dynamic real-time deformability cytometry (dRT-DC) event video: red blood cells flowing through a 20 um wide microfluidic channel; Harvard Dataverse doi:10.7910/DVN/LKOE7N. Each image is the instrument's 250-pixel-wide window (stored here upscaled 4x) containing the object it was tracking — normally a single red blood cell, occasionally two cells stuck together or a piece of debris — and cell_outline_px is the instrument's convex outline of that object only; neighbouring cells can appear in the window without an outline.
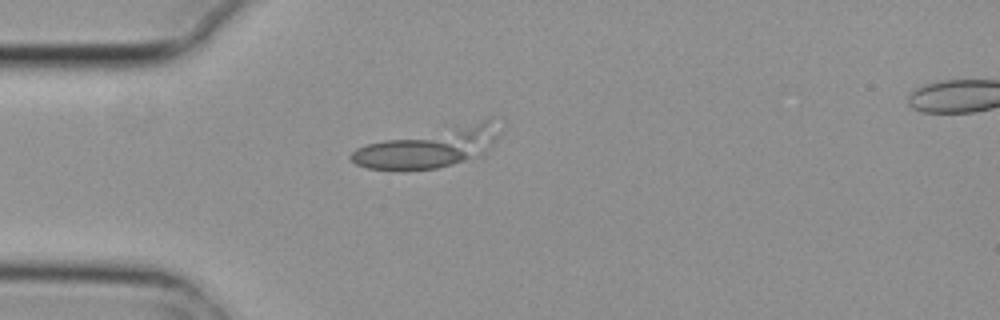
{"species": "common noctule bat (a hibernating species)", "species_latin": "Nyctalus noctula", "temperature_condition": "cold", "stored_images_in_passage": 3, "camera_frame_rate_fps": 3000, "um_per_image_px": 0.085, "animal": {"sex": "female", "body_mass_g": 29.2, "forearm_length_mm": 56.3}, "frame": {"image": 1, "passage_image": 1, "time_ms": 0.0, "image_size_px": [1000, 320], "cell_outline_px": [[496, 136], [484, 152], [452, 164], [436, 168], [368, 168], [356, 164], [348, 156], [356, 148], [368, 144], [384, 140], [492, 116], [496, 120]], "centroid_in_image_um": [36.48, 12.48], "position_along_channel_um": 48.5, "area_um2": 33.23}}